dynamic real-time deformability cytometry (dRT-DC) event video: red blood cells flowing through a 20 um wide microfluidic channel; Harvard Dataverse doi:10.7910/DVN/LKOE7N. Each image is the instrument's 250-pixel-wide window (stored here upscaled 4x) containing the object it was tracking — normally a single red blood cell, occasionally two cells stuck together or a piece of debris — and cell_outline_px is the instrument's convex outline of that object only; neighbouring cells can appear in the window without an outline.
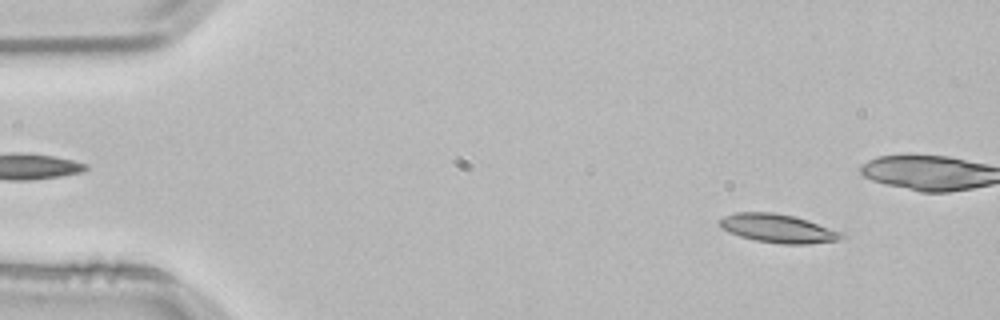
{"species": "common noctule bat (a hibernating species)", "species_latin": "Nyctalus noctula", "temperature_condition": "room temperature", "stored_images_in_passage": 46, "camera_frame_rate_fps": 3000, "um_per_image_px": 0.085, "animal": {"sex": "male", "body_mass_g": 21.5, "forearm_length_mm": 52.0}, "frame": {"image": 1, "passage_image": 6, "time_ms": 1.667, "image_size_px": [1000, 320], "cell_outline_px": [[844, 236], [836, 240], [808, 244], [780, 244], [756, 240], [740, 236], [728, 232], [720, 228], [720, 220], [724, 216], [736, 212], [772, 212], [792, 216], [808, 220], [840, 232]], "centroid_in_image_um": [66.07, 19.41], "position_along_channel_um": 18.9, "area_um2": 20.0}}
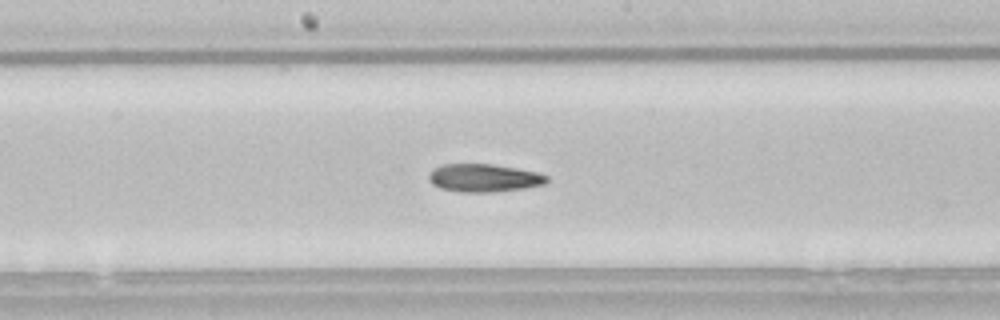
{"frame": {"image": 2, "passage_image": 28, "time_ms": 9.0, "image_size_px": [1000, 320], "cell_outline_px": [[548, 180], [544, 184], [524, 188], [496, 192], [460, 192], [440, 188], [432, 184], [428, 180], [428, 176], [432, 168], [444, 164], [492, 164], [516, 168], [536, 172], [548, 176]], "centroid_in_image_um": [41.1, 15.12], "position_along_channel_um": 207.1, "area_um2": 19.31}}
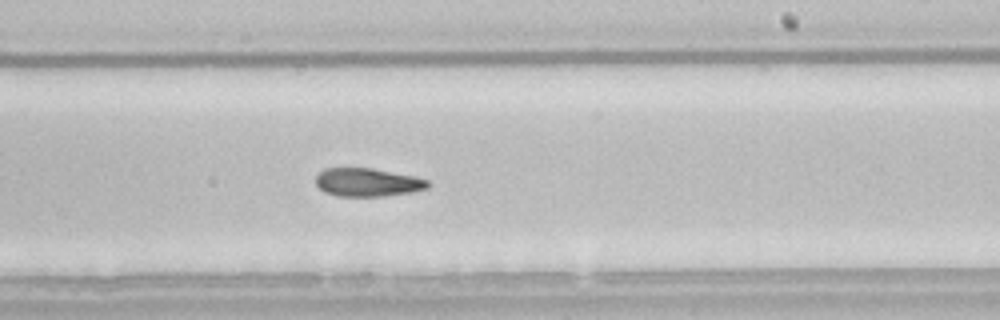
{"frame": {"image": 3, "passage_image": 32, "time_ms": 10.333, "image_size_px": [1000, 320], "cell_outline_px": [[432, 184], [428, 188], [412, 192], [384, 196], [336, 196], [324, 192], [316, 184], [316, 176], [324, 168], [372, 168], [416, 176], [428, 180]], "centroid_in_image_um": [31.27, 15.5], "position_along_channel_um": 257.7, "area_um2": 18.67}}